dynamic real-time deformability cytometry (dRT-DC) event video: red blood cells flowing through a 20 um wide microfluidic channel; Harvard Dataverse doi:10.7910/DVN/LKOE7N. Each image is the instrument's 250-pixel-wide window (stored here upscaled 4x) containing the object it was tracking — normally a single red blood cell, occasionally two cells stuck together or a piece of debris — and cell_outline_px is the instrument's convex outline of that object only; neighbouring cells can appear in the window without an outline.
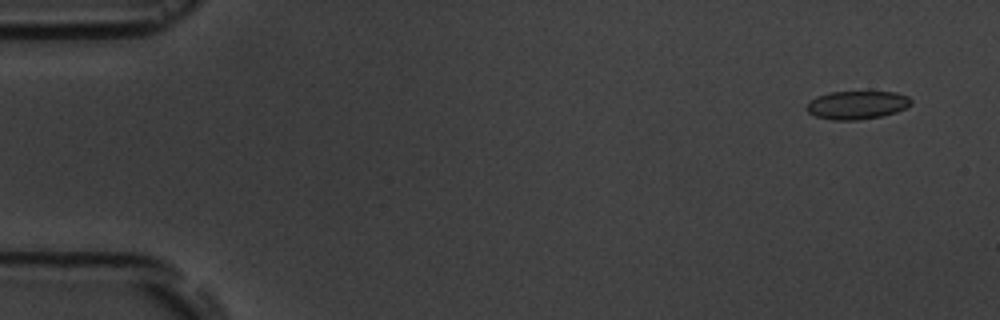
{"species": "common noctule bat (a hibernating species)", "species_latin": "Nyctalus noctula", "temperature_condition": "room temperature", "stored_images_in_passage": 4, "camera_frame_rate_fps": 3000, "um_per_image_px": 0.085, "animal": {"sex": "male", "body_mass_g": 19.5, "forearm_length_mm": 54.6}, "frame": {"image": 1, "passage_image": 1, "time_ms": 0.0, "image_size_px": [1000, 320], "cell_outline_px": [[912, 104], [896, 112], [880, 116], [856, 120], [832, 120], [816, 116], [808, 112], [804, 108], [816, 96], [828, 92], [896, 92], [908, 96], [912, 100]], "centroid_in_image_um": [72.83, 8.92], "position_along_channel_um": 12.2, "area_um2": 17.17}}
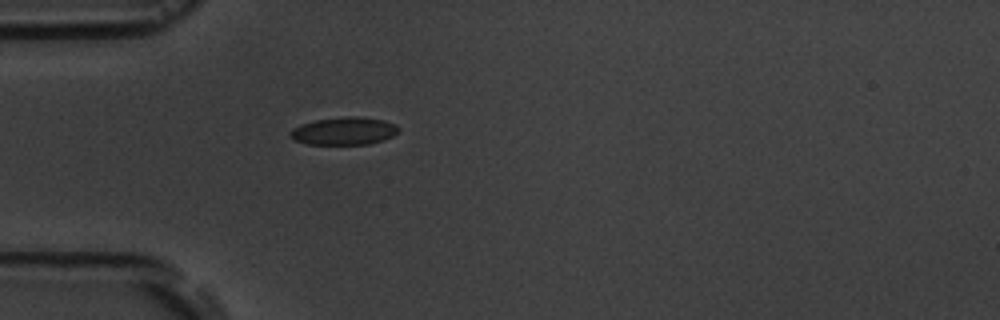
{"frame": {"image": 2, "passage_image": 4, "time_ms": 4.333, "image_size_px": [1000, 320], "cell_outline_px": [[400, 132], [384, 140], [368, 144], [308, 144], [296, 140], [288, 136], [288, 132], [292, 128], [300, 124], [316, 120], [348, 116], [360, 116], [384, 120], [396, 124], [400, 128]], "centroid_in_image_um": [29.26, 11.13], "position_along_channel_um": 55.7, "area_um2": 17.69}}